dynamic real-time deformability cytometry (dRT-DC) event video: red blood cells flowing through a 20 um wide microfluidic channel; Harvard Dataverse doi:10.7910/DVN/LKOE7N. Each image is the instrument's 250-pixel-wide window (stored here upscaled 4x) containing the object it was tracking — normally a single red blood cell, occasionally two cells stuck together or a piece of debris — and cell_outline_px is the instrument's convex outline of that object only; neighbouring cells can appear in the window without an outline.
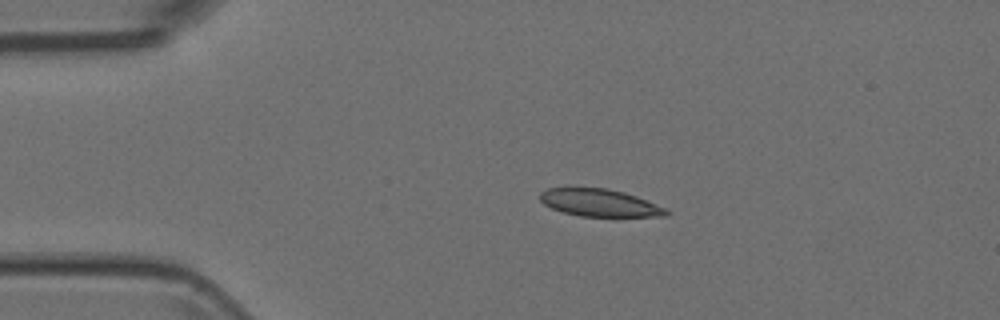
{"species": "Egyptian fruit bat (a non-hibernating species)", "species_latin": "Rousettus aegyptiacus", "temperature_condition": "room temperature", "stored_images_in_passage": 4, "camera_frame_rate_fps": 3000, "um_per_image_px": 0.085, "animal": {"sex": "female"}, "frame": {"image": 1, "passage_image": 2, "time_ms": 0.333, "image_size_px": [1000, 320], "cell_outline_px": [[672, 212], [668, 216], [580, 216], [564, 212], [552, 208], [544, 204], [540, 200], [540, 192], [548, 188], [564, 184], [568, 184], [608, 188], [624, 192], [636, 196], [664, 208]], "centroid_in_image_um": [50.87, 17.17], "position_along_channel_um": 34.1, "area_um2": 20.87}}
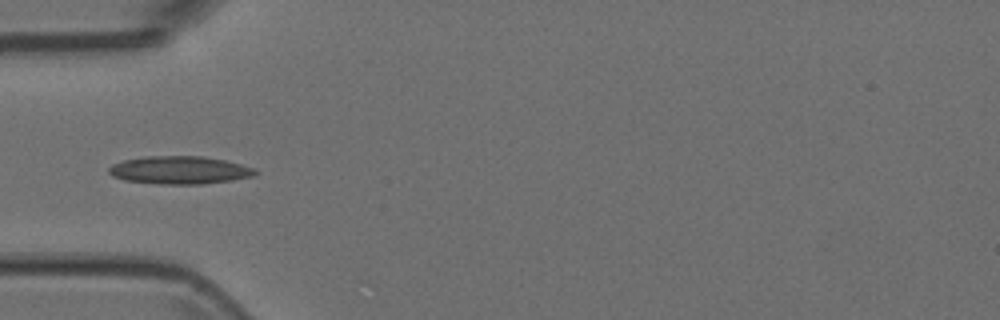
{"frame": {"image": 2, "passage_image": 4, "time_ms": 1.0, "image_size_px": [1000, 320], "cell_outline_px": [[260, 172], [252, 176], [232, 180], [204, 184], [160, 184], [124, 180], [112, 176], [108, 172], [108, 168], [112, 164], [124, 160], [144, 156], [204, 156], [224, 160], [256, 168]], "centroid_in_image_um": [15.27, 14.46], "position_along_channel_um": 69.7, "area_um2": 23.93}}